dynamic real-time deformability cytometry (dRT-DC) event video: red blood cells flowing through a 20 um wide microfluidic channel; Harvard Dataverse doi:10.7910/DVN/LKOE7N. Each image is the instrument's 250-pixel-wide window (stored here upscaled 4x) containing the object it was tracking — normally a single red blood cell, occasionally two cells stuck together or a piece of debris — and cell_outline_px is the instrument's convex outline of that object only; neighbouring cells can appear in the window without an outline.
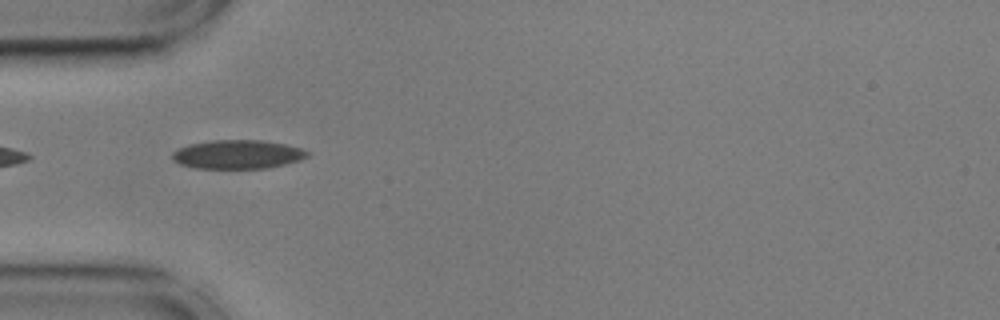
{"species": "common noctule bat (a hibernating species)", "species_latin": "Nyctalus noctula", "temperature_condition": "cold", "stored_images_in_passage": 4, "camera_frame_rate_fps": 3000, "um_per_image_px": 0.085, "animal": {"sex": "male", "body_mass_g": 17.9, "forearm_length_mm": 54.2}, "frame": {"image": 1, "passage_image": 1, "time_ms": 0.0, "image_size_px": [1000, 320], "cell_outline_px": [[308, 156], [300, 160], [268, 168], [196, 168], [180, 164], [172, 160], [172, 152], [188, 144], [212, 140], [260, 140], [284, 144], [300, 148], [308, 152]], "centroid_in_image_um": [20.17, 13.12], "position_along_channel_um": 64.8, "area_um2": 22.54}}